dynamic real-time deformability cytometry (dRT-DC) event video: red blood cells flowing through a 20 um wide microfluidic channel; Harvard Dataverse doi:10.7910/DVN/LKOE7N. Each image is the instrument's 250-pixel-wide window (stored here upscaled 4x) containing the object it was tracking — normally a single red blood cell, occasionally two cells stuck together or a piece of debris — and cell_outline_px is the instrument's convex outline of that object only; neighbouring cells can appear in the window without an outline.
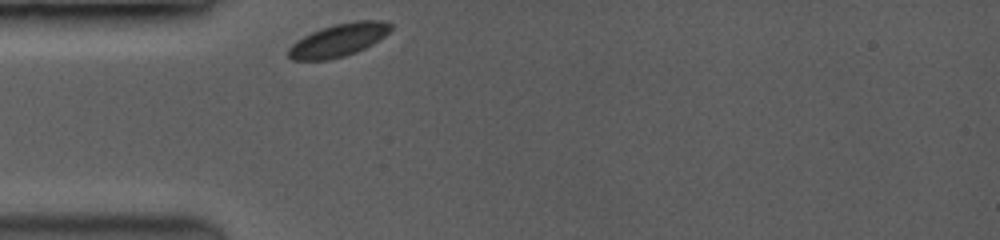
{"species": "common noctule bat (a hibernating species)", "species_latin": "Nyctalus noctula", "temperature_condition": "room temperature", "stored_images_in_passage": 1, "camera_frame_rate_fps": 3500, "um_per_image_px": 0.085, "animal": {"sex": "female", "body_mass_g": 19.0, "forearm_length_mm": 53.3}, "frame": {"image": 1, "passage_image": 1, "time_ms": 0.0, "image_size_px": [1000, 240], "cell_outline_px": [[392, 28], [384, 36], [372, 44], [356, 52], [344, 56], [328, 60], [292, 60], [288, 56], [288, 48], [296, 40], [320, 28], [336, 24], [356, 20], [380, 20], [392, 24]], "centroid_in_image_um": [28.76, 3.41], "position_along_channel_um": 56.2, "area_um2": 19.54}}